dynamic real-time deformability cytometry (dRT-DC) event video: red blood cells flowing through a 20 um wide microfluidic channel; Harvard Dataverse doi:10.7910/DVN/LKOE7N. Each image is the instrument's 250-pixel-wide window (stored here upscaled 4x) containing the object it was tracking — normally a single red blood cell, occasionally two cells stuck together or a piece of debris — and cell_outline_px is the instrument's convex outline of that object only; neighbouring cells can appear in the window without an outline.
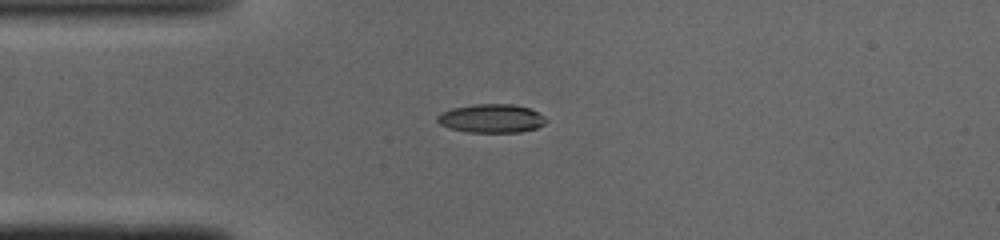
{"species": "common noctule bat (a hibernating species)", "species_latin": "Nyctalus noctula", "temperature_condition": "cold", "stored_images_in_passage": 38, "camera_frame_rate_fps": 3000, "um_per_image_px": 0.085, "animal": {"sex": "male", "body_mass_g": 19.0, "forearm_length_mm": 50.8}, "frame": {"image": 1, "passage_image": 1, "time_ms": 0.0, "image_size_px": [1000, 240], "cell_outline_px": [[548, 120], [544, 124], [536, 128], [520, 132], [468, 132], [448, 128], [440, 124], [436, 120], [436, 116], [452, 108], [472, 104], [512, 104], [528, 108], [544, 116]], "centroid_in_image_um": [41.76, 10.07], "position_along_channel_um": 43.2, "area_um2": 18.09}}
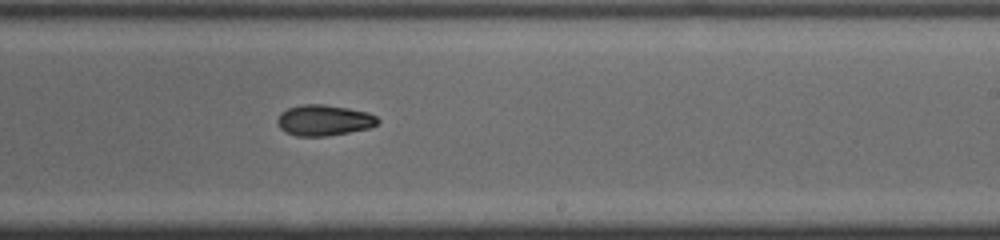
{"frame": {"image": 2, "passage_image": 18, "time_ms": 5.667, "image_size_px": [1000, 240], "cell_outline_px": [[380, 124], [372, 128], [328, 136], [296, 136], [284, 132], [276, 124], [276, 120], [280, 112], [288, 108], [300, 104], [324, 104], [348, 108], [368, 112], [376, 116], [380, 120]], "centroid_in_image_um": [27.54, 10.22], "position_along_channel_um": 261.5, "area_um2": 18.5}}
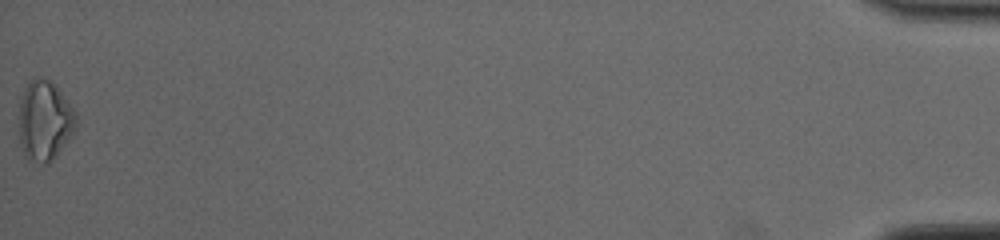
{"frame": {"image": 3, "passage_image": 38, "time_ms": 12.333, "image_size_px": [1000, 240], "cell_outline_px": [[76, 128], [56, 156], [48, 164], [28, 160], [24, 156], [20, 144], [20, 96], [24, 88], [36, 76], [40, 76], [48, 80], [60, 92], [76, 112]], "centroid_in_image_um": [3.78, 10.27], "position_along_channel_um": 431.4, "area_um2": 26.36}, "authors_computed_cell_mechanics": {"area_um2": 18.3515, "velocity_mm_per_s": 4.1172, "shape_relaxation_time_tau1_ms": 4.6696, "shape_relaxation_time_tau2_ms": null, "deformation_change_tau1": 0.1664, "deformation_change_tau2": null}}